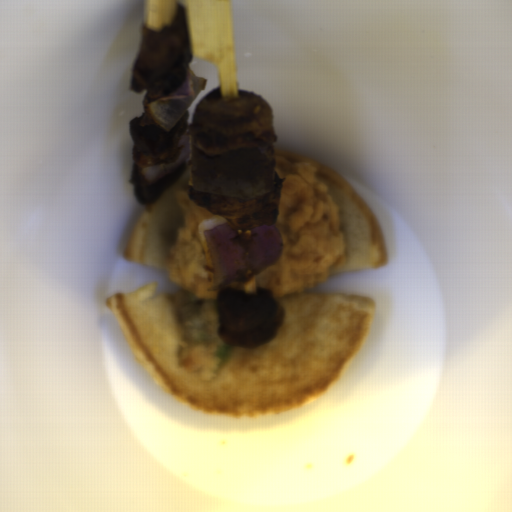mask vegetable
<instances>
[{
    "label": "vegetable",
    "mask_w": 512,
    "mask_h": 512,
    "mask_svg": "<svg viewBox=\"0 0 512 512\" xmlns=\"http://www.w3.org/2000/svg\"><path fill=\"white\" fill-rule=\"evenodd\" d=\"M191 174L196 191L242 201L260 197L275 189L274 144L208 156L193 143Z\"/></svg>",
    "instance_id": "obj_1"
},
{
    "label": "vegetable",
    "mask_w": 512,
    "mask_h": 512,
    "mask_svg": "<svg viewBox=\"0 0 512 512\" xmlns=\"http://www.w3.org/2000/svg\"><path fill=\"white\" fill-rule=\"evenodd\" d=\"M204 237L217 287L250 280L272 267L283 252L275 223L235 230L227 222L204 230Z\"/></svg>",
    "instance_id": "obj_2"
},
{
    "label": "vegetable",
    "mask_w": 512,
    "mask_h": 512,
    "mask_svg": "<svg viewBox=\"0 0 512 512\" xmlns=\"http://www.w3.org/2000/svg\"><path fill=\"white\" fill-rule=\"evenodd\" d=\"M207 79L196 76L186 67L184 81L166 96L143 102L144 113L161 130L170 133L192 102L205 89Z\"/></svg>",
    "instance_id": "obj_3"
},
{
    "label": "vegetable",
    "mask_w": 512,
    "mask_h": 512,
    "mask_svg": "<svg viewBox=\"0 0 512 512\" xmlns=\"http://www.w3.org/2000/svg\"><path fill=\"white\" fill-rule=\"evenodd\" d=\"M179 146H182V151L177 160L156 166H140L133 162L131 174L135 184L149 186L188 161L190 157L188 134L181 136Z\"/></svg>",
    "instance_id": "obj_4"
}]
</instances>
